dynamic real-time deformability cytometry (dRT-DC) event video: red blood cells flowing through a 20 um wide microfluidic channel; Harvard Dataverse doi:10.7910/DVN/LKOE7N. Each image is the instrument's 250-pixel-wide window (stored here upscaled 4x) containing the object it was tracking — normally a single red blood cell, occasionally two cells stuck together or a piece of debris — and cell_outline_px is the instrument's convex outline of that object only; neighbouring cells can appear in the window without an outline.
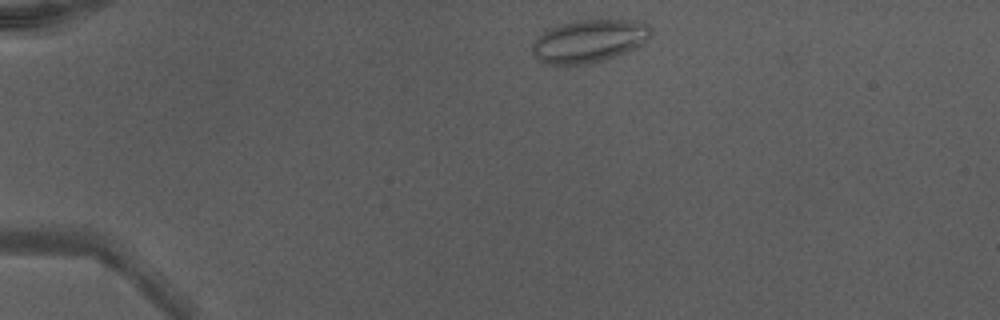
{"species": "Egyptian fruit bat (a non-hibernating species)", "species_latin": "Rousettus aegyptiacus", "temperature_condition": "warm", "stored_images_in_passage": 8, "camera_frame_rate_fps": 3000, "um_per_image_px": 0.085, "animal": {"sex": "male"}, "frame": {"image": 1, "passage_image": 2, "time_ms": 0.333, "image_size_px": [1000, 320], "cell_outline_px": [[652, 32], [644, 44], [624, 52], [600, 60], [584, 64], [548, 64], [536, 60], [532, 52], [532, 44], [544, 32], [560, 24], [580, 20], [640, 20], [648, 24], [652, 28]], "centroid_in_image_um": [50.09, 3.47], "position_along_channel_um": 34.9, "area_um2": 29.25}}